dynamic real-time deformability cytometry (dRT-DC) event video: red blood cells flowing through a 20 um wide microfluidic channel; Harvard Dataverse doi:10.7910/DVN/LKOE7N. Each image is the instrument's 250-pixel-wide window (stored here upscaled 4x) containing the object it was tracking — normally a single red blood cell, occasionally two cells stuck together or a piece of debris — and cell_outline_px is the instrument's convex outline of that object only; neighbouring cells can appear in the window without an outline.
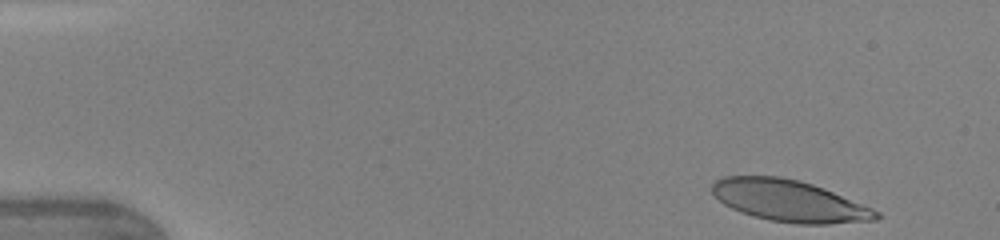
{"species": "human", "species_latin": "Homo sapiens", "temperature_condition": "warm", "stored_images_in_passage": 38, "camera_frame_rate_fps": 3000, "um_per_image_px": 0.085, "donor": {"sex": "female"}, "frame": {"image": 1, "passage_image": 1, "time_ms": 0.0, "image_size_px": [1000, 240], "cell_outline_px": [[880, 216], [876, 220], [828, 224], [796, 224], [768, 220], [752, 216], [740, 212], [724, 204], [712, 192], [712, 184], [716, 180], [724, 176], [780, 176], [800, 180], [824, 188], [872, 208], [880, 212]], "centroid_in_image_um": [67.09, 17.07], "position_along_channel_um": 17.9, "area_um2": 39.77}}
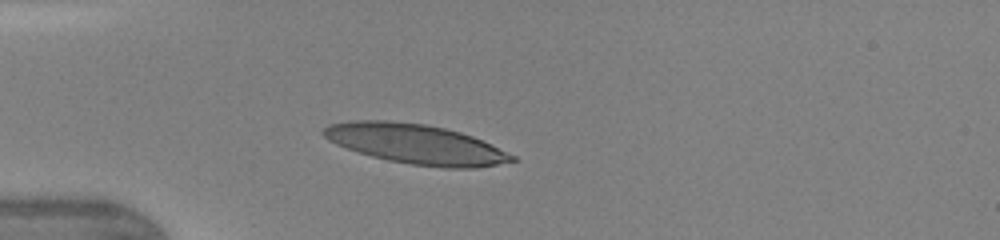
{"frame": {"image": 2, "passage_image": 10, "time_ms": 3.0, "image_size_px": [1000, 240], "cell_outline_px": [[516, 160], [476, 168], [444, 168], [412, 164], [388, 160], [372, 156], [336, 144], [328, 140], [320, 132], [328, 124], [356, 120], [388, 120], [424, 124], [444, 128], [460, 132], [472, 136], [516, 156]], "centroid_in_image_um": [35.32, 12.24], "position_along_channel_um": 49.7, "area_um2": 43.23}}
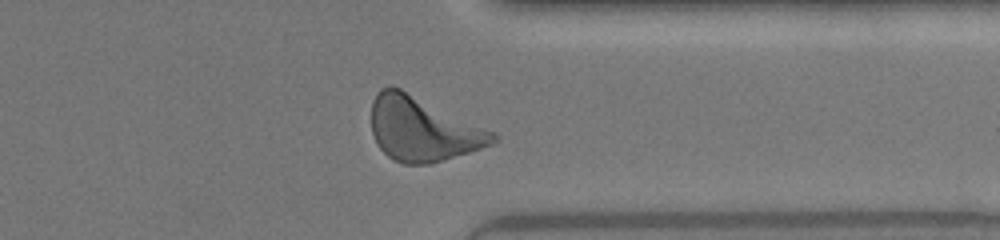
{"frame": {"image": 3, "passage_image": 34, "time_ms": 11.0, "image_size_px": [1000, 240], "cell_outline_px": [[500, 136], [492, 144], [432, 164], [404, 164], [388, 156], [380, 148], [372, 132], [372, 100], [376, 92], [380, 88], [392, 84], [496, 132]], "centroid_in_image_um": [35.93, 10.95], "position_along_channel_um": 375.5, "area_um2": 45.55}, "authors_computed_cell_mechanics": {"area_um2": 41.7316, "velocity_mm_per_s": 4.3146, "shape_relaxation_time_tau1_ms": 3.5655, "shape_relaxation_time_tau2_ms": 0.8839, "deformation_change_tau1": 0.1757, "deformation_change_tau2": 0.0919}}